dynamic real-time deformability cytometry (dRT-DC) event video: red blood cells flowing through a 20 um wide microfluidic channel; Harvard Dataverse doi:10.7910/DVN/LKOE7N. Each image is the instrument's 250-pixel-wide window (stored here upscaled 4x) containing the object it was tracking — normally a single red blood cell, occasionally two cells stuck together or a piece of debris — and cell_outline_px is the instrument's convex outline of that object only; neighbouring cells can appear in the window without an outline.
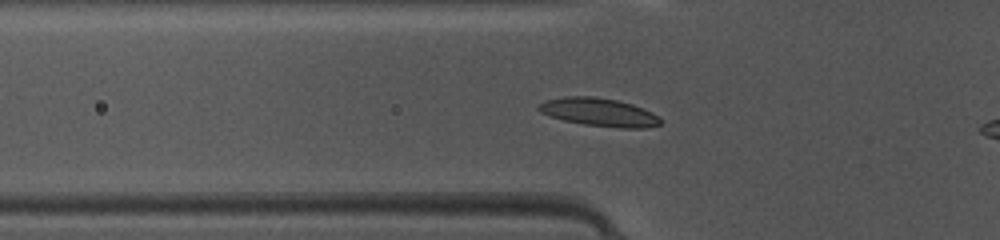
{"species": "common noctule bat (a hibernating species)", "species_latin": "Nyctalus noctula", "temperature_condition": "warm", "stored_images_in_passage": 43, "camera_frame_rate_fps": 3000, "um_per_image_px": 0.085, "animal": {"sex": "female", "body_mass_g": 10.0, "forearm_length_mm": 53.1}, "frame": {"image": 1, "passage_image": 17, "time_ms": 5.333, "image_size_px": [1000, 240], "cell_outline_px": [[660, 124], [648, 128], [620, 128], [584, 124], [564, 120], [540, 112], [536, 108], [540, 104], [548, 100], [564, 96], [592, 96], [616, 100], [632, 104], [652, 112], [660, 116]], "centroid_in_image_um": [50.95, 9.54], "position_along_channel_um": 74.8, "area_um2": 19.83}}
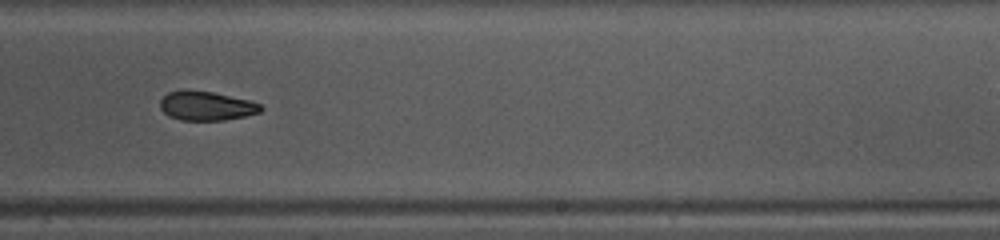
{"frame": {"image": 2, "passage_image": 31, "time_ms": 10.0, "image_size_px": [1000, 240], "cell_outline_px": [[264, 108], [260, 112], [244, 116], [224, 120], [180, 120], [168, 116], [160, 108], [160, 100], [168, 92], [184, 88], [212, 92], [248, 100], [260, 104]], "centroid_in_image_um": [17.49, 8.98], "position_along_channel_um": 271.5, "area_um2": 17.22}}
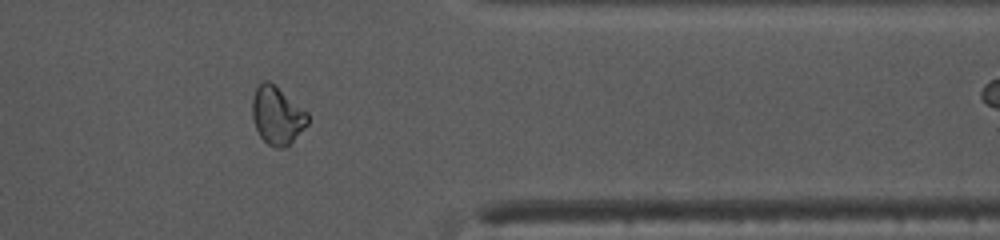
{"frame": {"image": 3, "passage_image": 40, "time_ms": 13.0, "image_size_px": [1000, 240], "cell_outline_px": [[308, 124], [284, 148], [276, 148], [268, 144], [260, 136], [256, 128], [252, 116], [252, 100], [256, 88], [264, 80], [268, 80], [308, 112]], "centroid_in_image_um": [23.54, 9.81], "position_along_channel_um": 387.9, "area_um2": 18.38}}